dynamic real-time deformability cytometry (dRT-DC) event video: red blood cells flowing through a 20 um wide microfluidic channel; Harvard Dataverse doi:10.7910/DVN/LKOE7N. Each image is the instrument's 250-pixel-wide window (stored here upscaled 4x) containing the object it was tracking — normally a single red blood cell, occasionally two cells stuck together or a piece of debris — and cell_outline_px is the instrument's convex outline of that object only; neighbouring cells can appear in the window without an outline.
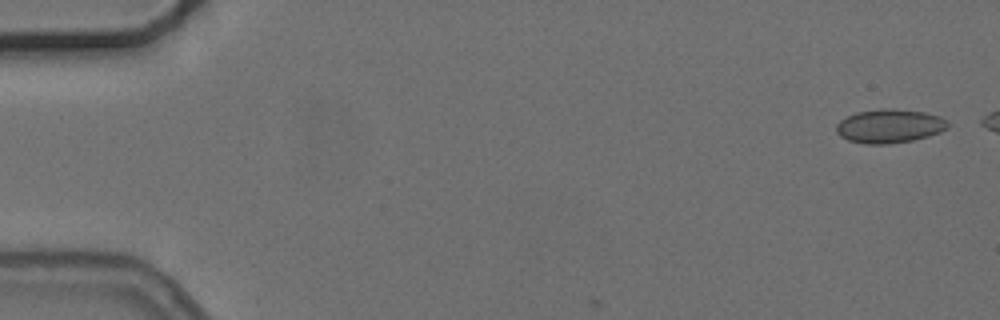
{"species": "common noctule bat (a hibernating species)", "species_latin": "Nyctalus noctula", "temperature_condition": "cold", "stored_images_in_passage": 3, "camera_frame_rate_fps": 3000, "um_per_image_px": 0.085, "animal": {"sex": "female", "body_mass_g": 24.6, "forearm_length_mm": 56.2}, "frame": {"image": 1, "passage_image": 1, "time_ms": 0.0, "image_size_px": [1000, 320], "cell_outline_px": [[952, 124], [948, 128], [940, 132], [928, 136], [912, 140], [888, 144], [864, 144], [848, 140], [840, 136], [836, 132], [836, 124], [840, 120], [856, 112], [880, 108], [892, 108], [924, 112], [940, 116], [948, 120]], "centroid_in_image_um": [75.63, 10.71], "position_along_channel_um": 9.4, "area_um2": 22.25}}